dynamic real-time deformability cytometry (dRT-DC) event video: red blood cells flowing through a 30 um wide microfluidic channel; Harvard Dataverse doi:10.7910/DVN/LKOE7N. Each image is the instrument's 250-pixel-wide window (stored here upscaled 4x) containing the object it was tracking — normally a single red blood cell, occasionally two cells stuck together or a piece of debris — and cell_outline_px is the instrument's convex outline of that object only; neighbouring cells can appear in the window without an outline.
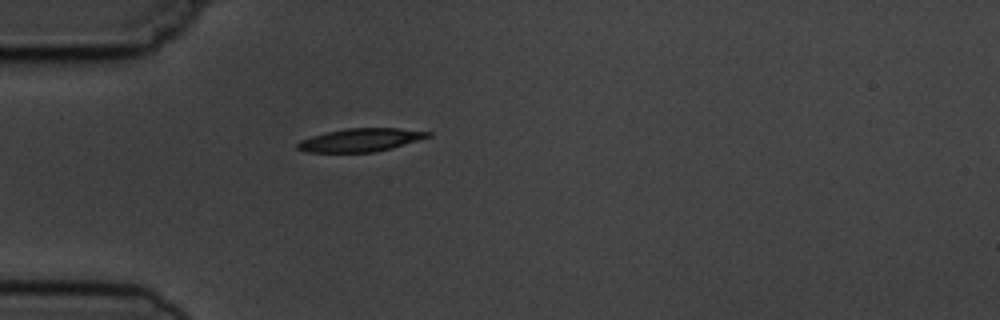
{"species": "common noctule bat (a hibernating species)", "species_latin": "Nyctalus noctula", "temperature_condition": "cold", "stored_images_in_passage": 1, "camera_frame_rate_fps": 3000, "um_per_image_px": 0.085, "animal": {"sex": "male", "body_mass_g": 19.5, "forearm_length_mm": 54.6}, "frame": {"image": 1, "passage_image": 1, "time_ms": 0.0, "image_size_px": [1000, 320], "cell_outline_px": [[432, 136], [392, 148], [376, 152], [308, 152], [296, 148], [296, 144], [300, 140], [324, 132], [344, 128], [396, 128], [432, 132]], "centroid_in_image_um": [30.64, 11.89], "position_along_channel_um": 54.4, "area_um2": 17.69}}